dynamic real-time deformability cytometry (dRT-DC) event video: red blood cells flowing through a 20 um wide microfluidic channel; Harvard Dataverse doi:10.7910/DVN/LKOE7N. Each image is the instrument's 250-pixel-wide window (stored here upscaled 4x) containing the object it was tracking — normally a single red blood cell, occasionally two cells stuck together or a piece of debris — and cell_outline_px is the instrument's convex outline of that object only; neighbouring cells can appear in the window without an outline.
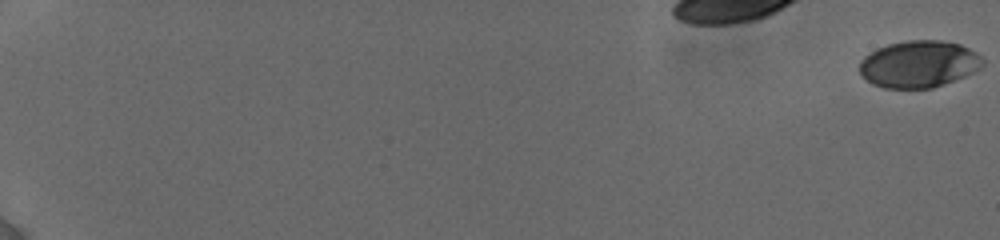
{"species": "human", "species_latin": "Homo sapiens", "temperature_condition": "cold", "stored_images_in_passage": 13, "camera_frame_rate_fps": 3000, "um_per_image_px": 0.085, "donor": {"sex": "female"}, "frame": {"image": 1, "passage_image": 1, "time_ms": 0.0, "image_size_px": [1000, 240], "cell_outline_px": [[984, 64], [980, 68], [964, 76], [932, 88], [884, 88], [872, 84], [860, 72], [860, 60], [864, 56], [876, 48], [888, 44], [908, 40], [940, 40], [960, 44], [976, 52], [984, 60]], "centroid_in_image_um": [78.09, 5.43], "position_along_channel_um": 6.9, "area_um2": 33.58}}